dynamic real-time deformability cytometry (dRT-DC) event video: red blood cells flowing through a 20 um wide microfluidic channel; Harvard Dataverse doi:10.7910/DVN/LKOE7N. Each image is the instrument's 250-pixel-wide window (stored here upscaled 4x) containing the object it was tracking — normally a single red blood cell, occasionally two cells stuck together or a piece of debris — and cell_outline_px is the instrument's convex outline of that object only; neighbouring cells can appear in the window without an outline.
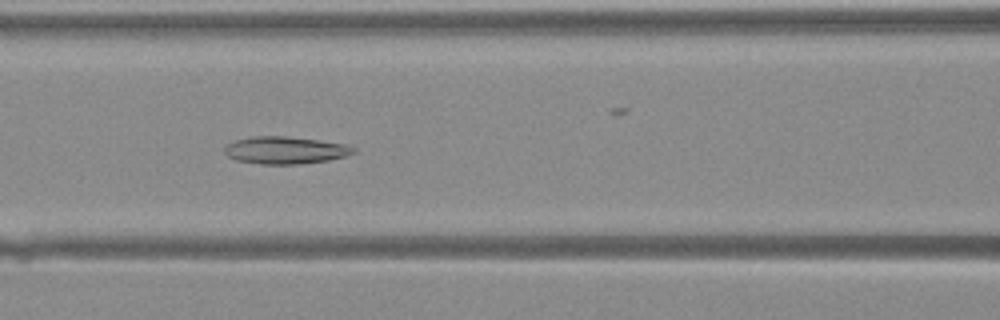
{"species": "Egyptian fruit bat (a non-hibernating species)", "species_latin": "Rousettus aegyptiacus", "temperature_condition": "warm", "stored_images_in_passage": 39, "camera_frame_rate_fps": 3000, "um_per_image_px": 0.085, "animal": {"sex": "female"}, "frame": {"image": 1, "passage_image": 15, "time_ms": 4.667, "image_size_px": [1000, 320], "cell_outline_px": [[356, 152], [344, 156], [328, 160], [300, 164], [260, 164], [236, 160], [228, 156], [224, 152], [224, 148], [228, 144], [236, 140], [252, 136], [284, 136], [348, 144], [356, 148]], "centroid_in_image_um": [24.25, 12.77], "position_along_channel_um": 142.3, "area_um2": 20.46}}
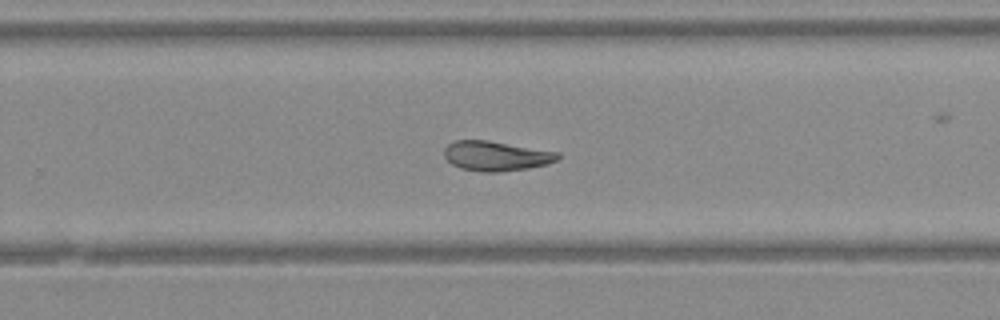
{"frame": {"image": 2, "passage_image": 24, "time_ms": 7.667, "image_size_px": [1000, 320], "cell_outline_px": [[560, 156], [556, 160], [548, 164], [528, 168], [496, 172], [480, 172], [460, 168], [452, 164], [444, 156], [444, 148], [448, 144], [456, 140], [488, 140], [560, 152]], "centroid_in_image_um": [42.17, 13.25], "position_along_channel_um": 287.6, "area_um2": 19.77}}
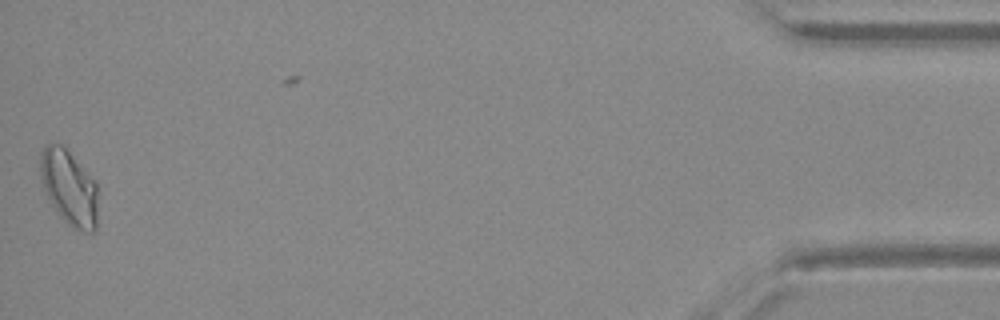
{"frame": {"image": 3, "passage_image": 38, "time_ms": 12.333, "image_size_px": [1000, 320], "cell_outline_px": [[96, 232], [84, 232], [72, 228], [60, 216], [52, 204], [40, 180], [40, 152], [44, 144], [60, 144], [96, 180]], "centroid_in_image_um": [5.86, 15.95], "position_along_channel_um": 429.3, "area_um2": 25.03}}